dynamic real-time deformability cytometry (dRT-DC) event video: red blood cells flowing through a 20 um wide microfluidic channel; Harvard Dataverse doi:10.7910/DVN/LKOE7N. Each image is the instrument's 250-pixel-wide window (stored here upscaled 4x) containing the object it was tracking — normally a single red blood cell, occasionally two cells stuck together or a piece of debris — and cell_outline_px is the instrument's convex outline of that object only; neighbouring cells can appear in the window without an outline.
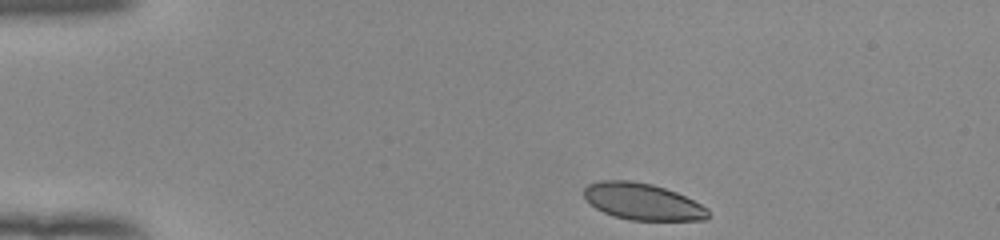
{"species": "human", "species_latin": "Homo sapiens", "temperature_condition": "room temperature", "stored_images_in_passage": 44, "camera_frame_rate_fps": 3000, "um_per_image_px": 0.085, "donor": {"sex": "female"}, "frame": {"image": 1, "passage_image": 1, "time_ms": 0.0, "image_size_px": [1000, 240], "cell_outline_px": [[708, 216], [704, 220], [628, 220], [612, 216], [596, 208], [584, 196], [584, 188], [588, 184], [600, 180], [632, 180], [652, 184], [676, 192], [708, 208]], "centroid_in_image_um": [54.59, 17.13], "position_along_channel_um": 30.4, "area_um2": 26.41}}
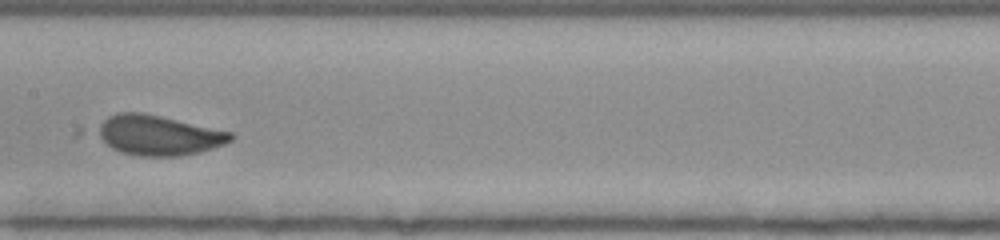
{"frame": {"image": 2, "passage_image": 19, "time_ms": 6.0, "image_size_px": [1000, 240], "cell_outline_px": [[236, 136], [232, 140], [224, 144], [200, 152], [180, 156], [140, 156], [120, 152], [112, 148], [92, 132], [92, 128], [108, 116], [116, 112], [144, 112], [232, 132]], "centroid_in_image_um": [13.4, 11.48], "position_along_channel_um": 194.0, "area_um2": 31.56}}
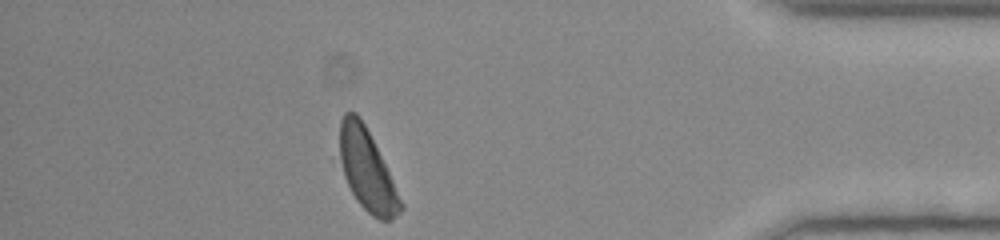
{"frame": {"image": 3, "passage_image": 38, "time_ms": 12.333, "image_size_px": [1000, 240], "cell_outline_px": [[404, 208], [392, 220], [380, 220], [372, 216], [356, 200], [344, 176], [340, 160], [340, 120], [344, 112], [356, 112], [364, 124], [404, 204]], "centroid_in_image_um": [31.19, 14.49], "position_along_channel_um": 404.0, "area_um2": 28.15}, "authors_computed_cell_mechanics": {"area_um2": 29.8248, "velocity_mm_per_s": 3.9283, "shape_relaxation_time_tau1_ms": 6.4126, "shape_relaxation_time_tau2_ms": null, "deformation_change_tau1": 0.198, "deformation_change_tau2": null}}